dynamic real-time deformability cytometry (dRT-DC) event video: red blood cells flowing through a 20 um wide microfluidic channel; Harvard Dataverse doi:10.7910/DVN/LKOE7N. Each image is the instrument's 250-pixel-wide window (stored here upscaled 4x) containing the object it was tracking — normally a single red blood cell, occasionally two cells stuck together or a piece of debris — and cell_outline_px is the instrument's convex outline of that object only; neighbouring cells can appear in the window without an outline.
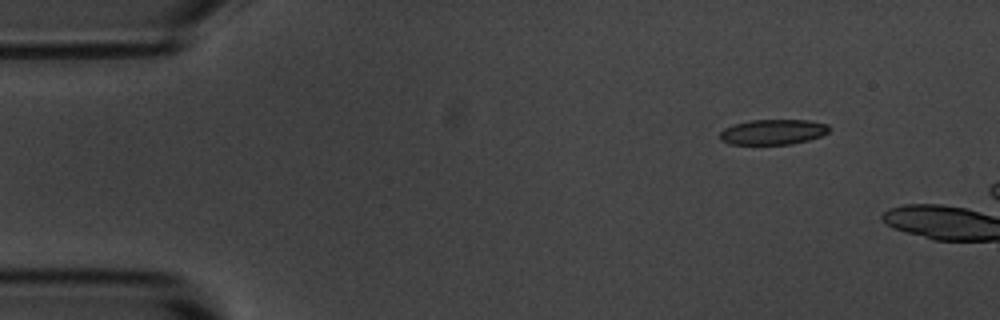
{"species": "common noctule bat (a hibernating species)", "species_latin": "Nyctalus noctula", "temperature_condition": "room temperature", "stored_images_in_passage": 3, "camera_frame_rate_fps": 3000, "um_per_image_px": 0.085, "animal": {"sex": "male", "body_mass_g": 20.1, "forearm_length_mm": 53.5}, "frame": {"image": 1, "passage_image": 1, "time_ms": 0.0, "image_size_px": [1000, 320], "cell_outline_px": [[828, 132], [820, 136], [808, 140], [792, 144], [728, 144], [720, 140], [720, 132], [724, 128], [748, 120], [808, 120], [828, 124]], "centroid_in_image_um": [65.68, 11.22], "position_along_channel_um": 19.3, "area_um2": 16.01}}